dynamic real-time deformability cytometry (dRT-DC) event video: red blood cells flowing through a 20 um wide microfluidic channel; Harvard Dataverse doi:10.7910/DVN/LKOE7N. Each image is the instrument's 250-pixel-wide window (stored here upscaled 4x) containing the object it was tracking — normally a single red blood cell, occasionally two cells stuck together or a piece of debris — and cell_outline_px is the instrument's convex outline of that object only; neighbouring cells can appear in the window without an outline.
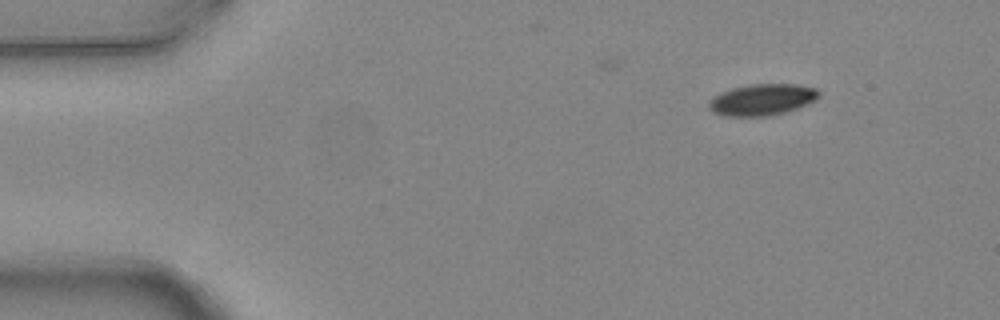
{"species": "common noctule bat (a hibernating species)", "species_latin": "Nyctalus noctula", "temperature_condition": "warm", "stored_images_in_passage": 4, "camera_frame_rate_fps": 3000, "um_per_image_px": 0.085, "animal": {"sex": "female", "body_mass_g": 24.6, "forearm_length_mm": 56.2}, "frame": {"image": 1, "passage_image": 1, "time_ms": 0.0, "image_size_px": [1000, 320], "cell_outline_px": [[820, 96], [816, 100], [808, 104], [788, 112], [768, 116], [724, 116], [712, 112], [708, 108], [708, 104], [720, 92], [732, 88], [752, 84], [796, 84], [816, 88], [820, 92]], "centroid_in_image_um": [64.82, 8.48], "position_along_channel_um": 20.2, "area_um2": 20.29}}
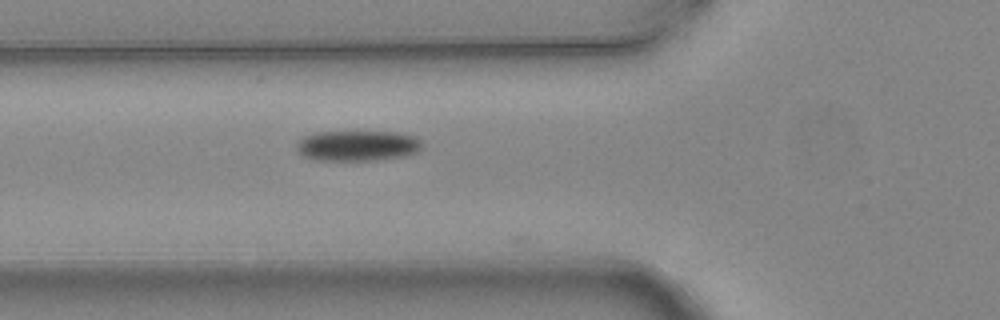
{"frame": {"image": 2, "passage_image": 4, "time_ms": 1.0, "image_size_px": [1000, 320], "cell_outline_px": [[420, 148], [416, 152], [400, 156], [372, 160], [316, 160], [304, 156], [296, 148], [296, 144], [304, 136], [316, 132], [396, 132], [416, 136], [420, 140]], "centroid_in_image_um": [30.35, 12.37], "position_along_channel_um": 95.4, "area_um2": 21.96}}